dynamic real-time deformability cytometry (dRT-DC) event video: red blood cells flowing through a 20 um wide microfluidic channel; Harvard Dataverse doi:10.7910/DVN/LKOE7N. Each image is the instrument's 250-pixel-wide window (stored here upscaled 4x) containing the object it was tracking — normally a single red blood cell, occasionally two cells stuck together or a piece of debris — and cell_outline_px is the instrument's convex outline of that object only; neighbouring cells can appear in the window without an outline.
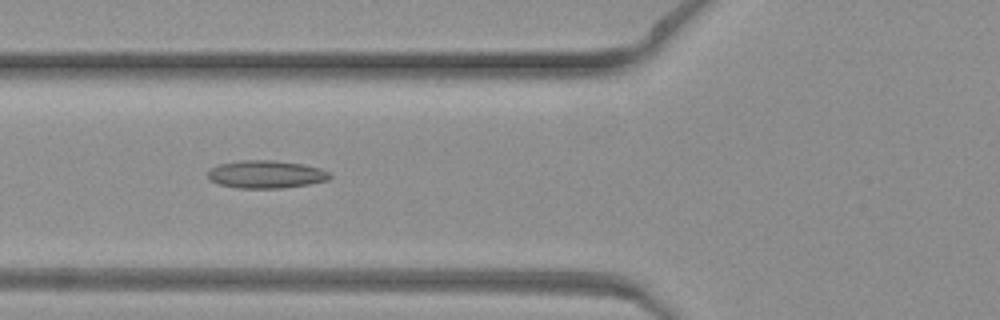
{"species": "common noctule bat (a hibernating species)", "species_latin": "Nyctalus noctula", "temperature_condition": "warm", "stored_images_in_passage": 48, "camera_frame_rate_fps": 3000, "um_per_image_px": 0.085, "animal": {"sex": "female", "body_mass_g": 19.3, "forearm_length_mm": 54.1}, "frame": {"image": 1, "passage_image": 19, "time_ms": 6.0, "image_size_px": [1000, 320], "cell_outline_px": [[332, 176], [328, 180], [308, 184], [284, 188], [236, 188], [220, 184], [208, 180], [208, 172], [212, 168], [220, 164], [240, 160], [272, 160], [304, 164], [320, 168], [328, 172]], "centroid_in_image_um": [22.61, 14.82], "position_along_channel_um": 103.2, "area_um2": 19.77}}
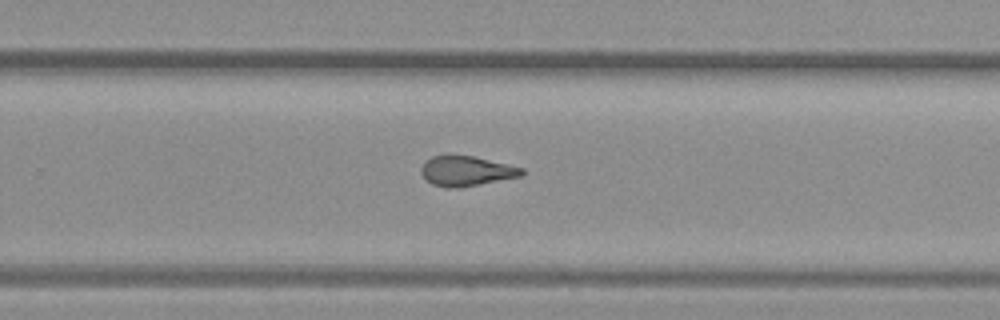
{"frame": {"image": 2, "passage_image": 32, "time_ms": 10.333, "image_size_px": [1000, 320], "cell_outline_px": [[524, 176], [460, 188], [448, 188], [432, 184], [424, 180], [420, 172], [420, 168], [432, 156], [448, 152], [472, 156], [508, 164], [524, 168]], "centroid_in_image_um": [39.62, 14.52], "position_along_channel_um": 290.2, "area_um2": 18.21}}
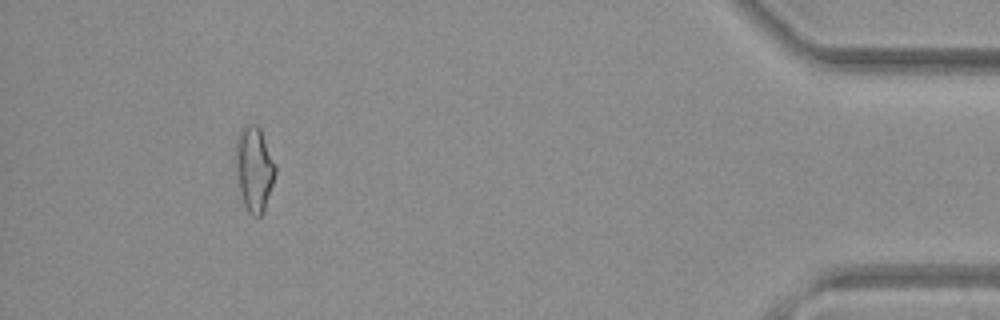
{"frame": {"image": 3, "passage_image": 45, "time_ms": 14.667, "image_size_px": [1000, 320], "cell_outline_px": [[276, 172], [264, 212], [260, 216], [252, 216], [248, 212], [244, 204], [240, 192], [236, 168], [236, 140], [244, 124], [256, 124], [260, 128], [276, 164]], "centroid_in_image_um": [21.62, 14.35], "position_along_channel_um": 413.6, "area_um2": 19.54}}